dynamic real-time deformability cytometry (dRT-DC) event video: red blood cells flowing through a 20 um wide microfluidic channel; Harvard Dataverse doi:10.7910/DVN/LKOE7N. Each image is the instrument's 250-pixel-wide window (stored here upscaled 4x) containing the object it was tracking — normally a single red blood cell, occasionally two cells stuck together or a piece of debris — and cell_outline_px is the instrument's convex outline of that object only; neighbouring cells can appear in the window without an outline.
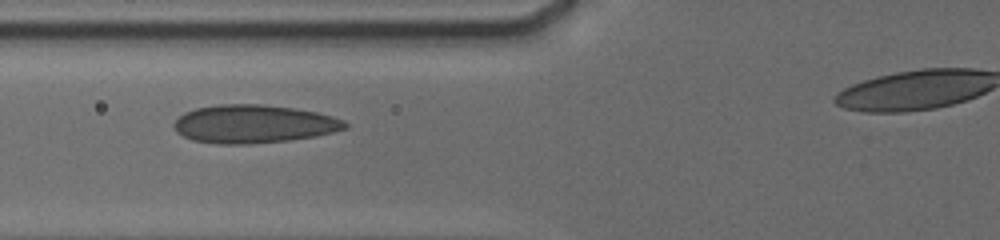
{"species": "human", "species_latin": "Homo sapiens", "temperature_condition": "cold", "stored_images_in_passage": 10, "camera_frame_rate_fps": 3000, "um_per_image_px": 0.085, "donor": {"sex": "male"}, "frame": {"image": 1, "passage_image": 6, "time_ms": 4.333, "image_size_px": [1000, 240], "cell_outline_px": [[348, 128], [316, 136], [288, 140], [248, 144], [216, 144], [192, 140], [176, 132], [172, 124], [184, 112], [196, 108], [216, 104], [260, 104], [292, 108], [316, 112], [332, 116], [344, 120], [348, 124]], "centroid_in_image_um": [21.54, 10.54], "position_along_channel_um": 104.3, "area_um2": 38.15}}
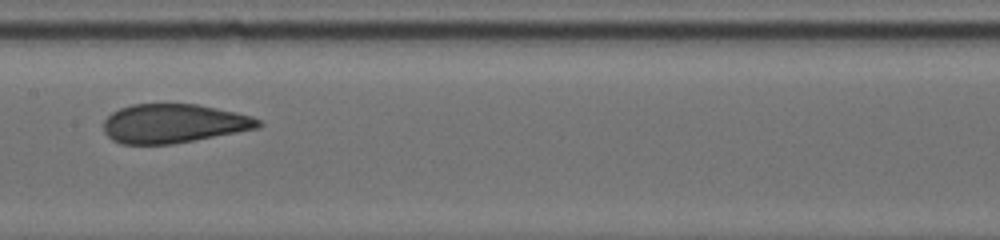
{"frame": {"image": 2, "passage_image": 9, "time_ms": 6.667, "image_size_px": [1000, 240], "cell_outline_px": [[264, 124], [256, 128], [236, 132], [172, 144], [120, 144], [112, 140], [104, 132], [104, 120], [112, 112], [120, 108], [132, 104], [196, 104], [236, 112], [252, 116], [260, 120]], "centroid_in_image_um": [14.73, 10.49], "position_along_channel_um": 192.7, "area_um2": 34.97}}